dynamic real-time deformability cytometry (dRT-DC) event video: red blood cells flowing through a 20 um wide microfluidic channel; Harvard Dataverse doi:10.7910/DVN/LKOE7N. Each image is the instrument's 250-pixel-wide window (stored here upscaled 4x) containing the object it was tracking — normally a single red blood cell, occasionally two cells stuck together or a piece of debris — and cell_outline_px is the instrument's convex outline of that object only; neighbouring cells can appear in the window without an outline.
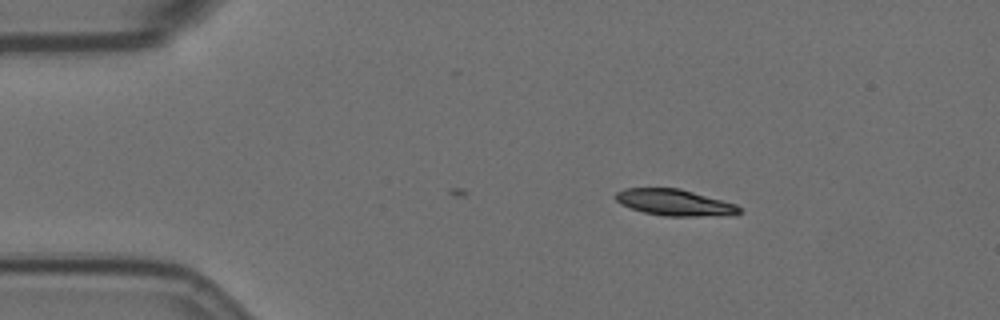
{"species": "Egyptian fruit bat (a non-hibernating species)", "species_latin": "Rousettus aegyptiacus", "temperature_condition": "room temperature", "stored_images_in_passage": 45, "camera_frame_rate_fps": 3000, "um_per_image_px": 0.085, "animal": {"sex": "female"}, "frame": {"image": 1, "passage_image": 1, "time_ms": 0.0, "image_size_px": [1000, 320], "cell_outline_px": [[744, 212], [736, 216], [664, 216], [644, 212], [620, 204], [616, 200], [616, 192], [624, 188], [680, 188], [736, 204]], "centroid_in_image_um": [57.41, 17.23], "position_along_channel_um": 27.6, "area_um2": 19.19}}
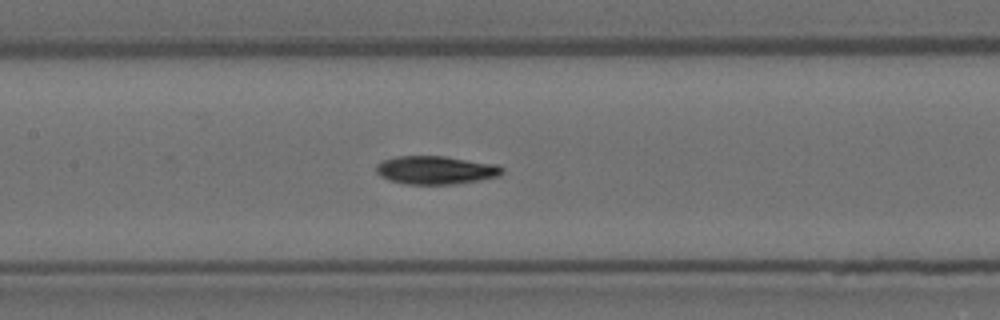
{"frame": {"image": 2, "passage_image": 18, "time_ms": 5.667, "image_size_px": [1000, 320], "cell_outline_px": [[504, 172], [500, 176], [480, 180], [452, 184], [404, 184], [388, 180], [380, 176], [376, 172], [376, 164], [384, 160], [396, 156], [444, 156], [496, 164], [504, 168]], "centroid_in_image_um": [37.04, 14.46], "position_along_channel_um": 170.4, "area_um2": 20.87}}
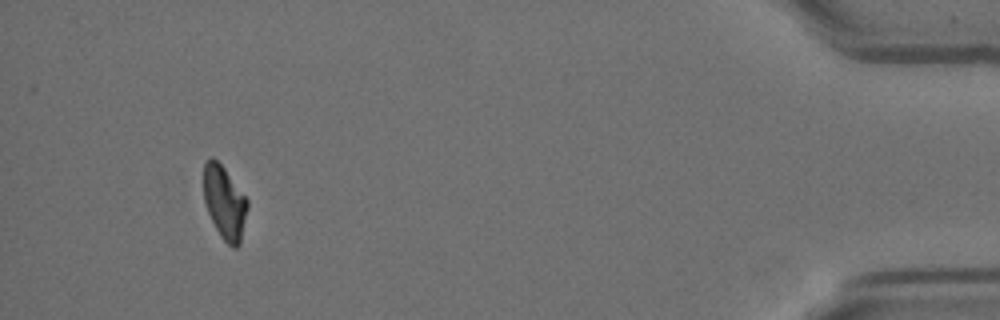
{"frame": {"image": 3, "passage_image": 45, "time_ms": 14.667, "image_size_px": [1000, 320], "cell_outline_px": [[248, 208], [240, 244], [236, 248], [232, 248], [220, 236], [208, 212], [204, 200], [204, 164], [212, 156], [224, 168], [248, 200]], "centroid_in_image_um": [19.1, 17.24], "position_along_channel_um": 416.1, "area_um2": 18.5}, "authors_computed_cell_mechanics": {"area_um2": 19.941, "velocity_mm_per_s": 3.5159, "shape_relaxation_time_tau1_ms": 5.6027, "shape_relaxation_time_tau2_ms": 2.8732, "deformation_change_tau1": 0.1749, "deformation_change_tau2": 0.0635}}